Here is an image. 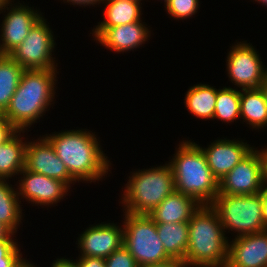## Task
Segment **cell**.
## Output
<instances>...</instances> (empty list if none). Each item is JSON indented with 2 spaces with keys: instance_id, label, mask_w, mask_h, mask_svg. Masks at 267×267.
<instances>
[{
  "instance_id": "5b68a950",
  "label": "cell",
  "mask_w": 267,
  "mask_h": 267,
  "mask_svg": "<svg viewBox=\"0 0 267 267\" xmlns=\"http://www.w3.org/2000/svg\"><path fill=\"white\" fill-rule=\"evenodd\" d=\"M128 178L121 203L125 212L133 215H149L175 191L173 170L169 163L133 171Z\"/></svg>"
},
{
  "instance_id": "ffe728a7",
  "label": "cell",
  "mask_w": 267,
  "mask_h": 267,
  "mask_svg": "<svg viewBox=\"0 0 267 267\" xmlns=\"http://www.w3.org/2000/svg\"><path fill=\"white\" fill-rule=\"evenodd\" d=\"M156 230L166 254L184 262L189 241L188 222L156 223Z\"/></svg>"
},
{
  "instance_id": "b9f144b4",
  "label": "cell",
  "mask_w": 267,
  "mask_h": 267,
  "mask_svg": "<svg viewBox=\"0 0 267 267\" xmlns=\"http://www.w3.org/2000/svg\"><path fill=\"white\" fill-rule=\"evenodd\" d=\"M103 1H114V0H103ZM133 1H141V0H133Z\"/></svg>"
},
{
  "instance_id": "f1b7e54d",
  "label": "cell",
  "mask_w": 267,
  "mask_h": 267,
  "mask_svg": "<svg viewBox=\"0 0 267 267\" xmlns=\"http://www.w3.org/2000/svg\"><path fill=\"white\" fill-rule=\"evenodd\" d=\"M16 239L0 240V260H26L22 257Z\"/></svg>"
},
{
  "instance_id": "603a6c76",
  "label": "cell",
  "mask_w": 267,
  "mask_h": 267,
  "mask_svg": "<svg viewBox=\"0 0 267 267\" xmlns=\"http://www.w3.org/2000/svg\"><path fill=\"white\" fill-rule=\"evenodd\" d=\"M185 95V106L193 116L202 120H213L217 98L216 88L200 83L191 86Z\"/></svg>"
},
{
  "instance_id": "4dcf8cb0",
  "label": "cell",
  "mask_w": 267,
  "mask_h": 267,
  "mask_svg": "<svg viewBox=\"0 0 267 267\" xmlns=\"http://www.w3.org/2000/svg\"><path fill=\"white\" fill-rule=\"evenodd\" d=\"M78 267H106L105 259L100 257H79Z\"/></svg>"
},
{
  "instance_id": "60d3db41",
  "label": "cell",
  "mask_w": 267,
  "mask_h": 267,
  "mask_svg": "<svg viewBox=\"0 0 267 267\" xmlns=\"http://www.w3.org/2000/svg\"><path fill=\"white\" fill-rule=\"evenodd\" d=\"M257 1L259 4L262 3V5H265L267 7V0H254Z\"/></svg>"
},
{
  "instance_id": "9c48e42d",
  "label": "cell",
  "mask_w": 267,
  "mask_h": 267,
  "mask_svg": "<svg viewBox=\"0 0 267 267\" xmlns=\"http://www.w3.org/2000/svg\"><path fill=\"white\" fill-rule=\"evenodd\" d=\"M46 22L42 17L23 42L9 54L24 70L57 69L55 57H52L55 38Z\"/></svg>"
},
{
  "instance_id": "277c9868",
  "label": "cell",
  "mask_w": 267,
  "mask_h": 267,
  "mask_svg": "<svg viewBox=\"0 0 267 267\" xmlns=\"http://www.w3.org/2000/svg\"><path fill=\"white\" fill-rule=\"evenodd\" d=\"M182 141L168 162L173 170L175 191L192 197L200 205L211 204L218 195V180L212 175L199 144Z\"/></svg>"
},
{
  "instance_id": "3957f363",
  "label": "cell",
  "mask_w": 267,
  "mask_h": 267,
  "mask_svg": "<svg viewBox=\"0 0 267 267\" xmlns=\"http://www.w3.org/2000/svg\"><path fill=\"white\" fill-rule=\"evenodd\" d=\"M189 241L185 254L186 267H226L228 243L215 209L200 205L189 222Z\"/></svg>"
},
{
  "instance_id": "83f0119b",
  "label": "cell",
  "mask_w": 267,
  "mask_h": 267,
  "mask_svg": "<svg viewBox=\"0 0 267 267\" xmlns=\"http://www.w3.org/2000/svg\"><path fill=\"white\" fill-rule=\"evenodd\" d=\"M105 265L106 267H139L133 256L123 245L105 258Z\"/></svg>"
},
{
  "instance_id": "7a4b0ae2",
  "label": "cell",
  "mask_w": 267,
  "mask_h": 267,
  "mask_svg": "<svg viewBox=\"0 0 267 267\" xmlns=\"http://www.w3.org/2000/svg\"><path fill=\"white\" fill-rule=\"evenodd\" d=\"M57 69L24 70L11 98V102L2 114L18 131L37 123L49 105L54 101ZM55 85V86H54Z\"/></svg>"
},
{
  "instance_id": "74e56055",
  "label": "cell",
  "mask_w": 267,
  "mask_h": 267,
  "mask_svg": "<svg viewBox=\"0 0 267 267\" xmlns=\"http://www.w3.org/2000/svg\"><path fill=\"white\" fill-rule=\"evenodd\" d=\"M14 3V0H0V9L4 8L6 5Z\"/></svg>"
},
{
  "instance_id": "f546056e",
  "label": "cell",
  "mask_w": 267,
  "mask_h": 267,
  "mask_svg": "<svg viewBox=\"0 0 267 267\" xmlns=\"http://www.w3.org/2000/svg\"><path fill=\"white\" fill-rule=\"evenodd\" d=\"M18 130L0 114V145L12 137Z\"/></svg>"
},
{
  "instance_id": "8d00e7d4",
  "label": "cell",
  "mask_w": 267,
  "mask_h": 267,
  "mask_svg": "<svg viewBox=\"0 0 267 267\" xmlns=\"http://www.w3.org/2000/svg\"><path fill=\"white\" fill-rule=\"evenodd\" d=\"M25 260H0V267H19Z\"/></svg>"
},
{
  "instance_id": "9a60e30c",
  "label": "cell",
  "mask_w": 267,
  "mask_h": 267,
  "mask_svg": "<svg viewBox=\"0 0 267 267\" xmlns=\"http://www.w3.org/2000/svg\"><path fill=\"white\" fill-rule=\"evenodd\" d=\"M244 140L218 139L207 147H201L212 175L219 181L228 174L255 146Z\"/></svg>"
},
{
  "instance_id": "30bf717a",
  "label": "cell",
  "mask_w": 267,
  "mask_h": 267,
  "mask_svg": "<svg viewBox=\"0 0 267 267\" xmlns=\"http://www.w3.org/2000/svg\"><path fill=\"white\" fill-rule=\"evenodd\" d=\"M258 51L247 41L234 44L226 59L227 76L239 89L261 88L267 78V67Z\"/></svg>"
},
{
  "instance_id": "e575fe53",
  "label": "cell",
  "mask_w": 267,
  "mask_h": 267,
  "mask_svg": "<svg viewBox=\"0 0 267 267\" xmlns=\"http://www.w3.org/2000/svg\"><path fill=\"white\" fill-rule=\"evenodd\" d=\"M103 0H63V2H68L69 4H73V5H79L82 7V5L85 6H95L97 3L101 5Z\"/></svg>"
},
{
  "instance_id": "ac0fdd59",
  "label": "cell",
  "mask_w": 267,
  "mask_h": 267,
  "mask_svg": "<svg viewBox=\"0 0 267 267\" xmlns=\"http://www.w3.org/2000/svg\"><path fill=\"white\" fill-rule=\"evenodd\" d=\"M200 206L192 197L174 191L168 195L149 217L155 223L189 222L193 212Z\"/></svg>"
},
{
  "instance_id": "7bdbcfd3",
  "label": "cell",
  "mask_w": 267,
  "mask_h": 267,
  "mask_svg": "<svg viewBox=\"0 0 267 267\" xmlns=\"http://www.w3.org/2000/svg\"><path fill=\"white\" fill-rule=\"evenodd\" d=\"M266 180H267V161H266Z\"/></svg>"
},
{
  "instance_id": "44dd1931",
  "label": "cell",
  "mask_w": 267,
  "mask_h": 267,
  "mask_svg": "<svg viewBox=\"0 0 267 267\" xmlns=\"http://www.w3.org/2000/svg\"><path fill=\"white\" fill-rule=\"evenodd\" d=\"M240 118L252 129L266 128L267 104L262 88L240 90Z\"/></svg>"
},
{
  "instance_id": "d590c367",
  "label": "cell",
  "mask_w": 267,
  "mask_h": 267,
  "mask_svg": "<svg viewBox=\"0 0 267 267\" xmlns=\"http://www.w3.org/2000/svg\"><path fill=\"white\" fill-rule=\"evenodd\" d=\"M15 234L12 233L7 227L0 223V240L1 239H13Z\"/></svg>"
},
{
  "instance_id": "7c38bea8",
  "label": "cell",
  "mask_w": 267,
  "mask_h": 267,
  "mask_svg": "<svg viewBox=\"0 0 267 267\" xmlns=\"http://www.w3.org/2000/svg\"><path fill=\"white\" fill-rule=\"evenodd\" d=\"M25 169L64 182L69 188L77 181L70 175L65 163L57 156L50 141L40 136L37 141H27Z\"/></svg>"
},
{
  "instance_id": "8fae6325",
  "label": "cell",
  "mask_w": 267,
  "mask_h": 267,
  "mask_svg": "<svg viewBox=\"0 0 267 267\" xmlns=\"http://www.w3.org/2000/svg\"><path fill=\"white\" fill-rule=\"evenodd\" d=\"M12 5L9 4L0 9L1 14L3 11L6 12L7 8V15H4L5 17L0 29V55H9L16 49L27 37L33 26L44 17L41 12L39 13L33 7L19 2L17 5Z\"/></svg>"
},
{
  "instance_id": "1f68e13d",
  "label": "cell",
  "mask_w": 267,
  "mask_h": 267,
  "mask_svg": "<svg viewBox=\"0 0 267 267\" xmlns=\"http://www.w3.org/2000/svg\"><path fill=\"white\" fill-rule=\"evenodd\" d=\"M143 267H186L184 262L177 259H168L163 262L146 265Z\"/></svg>"
},
{
  "instance_id": "6da1fadb",
  "label": "cell",
  "mask_w": 267,
  "mask_h": 267,
  "mask_svg": "<svg viewBox=\"0 0 267 267\" xmlns=\"http://www.w3.org/2000/svg\"><path fill=\"white\" fill-rule=\"evenodd\" d=\"M53 133L45 137L77 182H96L108 174L111 162L101 150L100 141L94 133L86 129Z\"/></svg>"
},
{
  "instance_id": "cb8c5ba5",
  "label": "cell",
  "mask_w": 267,
  "mask_h": 267,
  "mask_svg": "<svg viewBox=\"0 0 267 267\" xmlns=\"http://www.w3.org/2000/svg\"><path fill=\"white\" fill-rule=\"evenodd\" d=\"M7 180L9 181L0 179V223L16 234L19 224L22 223L21 201L17 194L18 190Z\"/></svg>"
},
{
  "instance_id": "d6a6232c",
  "label": "cell",
  "mask_w": 267,
  "mask_h": 267,
  "mask_svg": "<svg viewBox=\"0 0 267 267\" xmlns=\"http://www.w3.org/2000/svg\"><path fill=\"white\" fill-rule=\"evenodd\" d=\"M261 198H262V216L265 226L267 227V180L264 182V186L262 188Z\"/></svg>"
},
{
  "instance_id": "f35d334b",
  "label": "cell",
  "mask_w": 267,
  "mask_h": 267,
  "mask_svg": "<svg viewBox=\"0 0 267 267\" xmlns=\"http://www.w3.org/2000/svg\"><path fill=\"white\" fill-rule=\"evenodd\" d=\"M261 88L263 89L264 96H265V99H266V104H267V78H266V81L264 82V84L262 85Z\"/></svg>"
},
{
  "instance_id": "ab89813d",
  "label": "cell",
  "mask_w": 267,
  "mask_h": 267,
  "mask_svg": "<svg viewBox=\"0 0 267 267\" xmlns=\"http://www.w3.org/2000/svg\"><path fill=\"white\" fill-rule=\"evenodd\" d=\"M28 260H25L19 267H37L34 265V263L32 264L31 262L29 263Z\"/></svg>"
},
{
  "instance_id": "8992f818",
  "label": "cell",
  "mask_w": 267,
  "mask_h": 267,
  "mask_svg": "<svg viewBox=\"0 0 267 267\" xmlns=\"http://www.w3.org/2000/svg\"><path fill=\"white\" fill-rule=\"evenodd\" d=\"M216 211L226 233L235 237L254 234L267 229L262 216L261 193L251 195L218 194L210 204Z\"/></svg>"
},
{
  "instance_id": "4fadbf2b",
  "label": "cell",
  "mask_w": 267,
  "mask_h": 267,
  "mask_svg": "<svg viewBox=\"0 0 267 267\" xmlns=\"http://www.w3.org/2000/svg\"><path fill=\"white\" fill-rule=\"evenodd\" d=\"M21 179L17 186L18 196L37 206H46L58 203L64 196H67L69 188L61 180L47 177L43 174L31 172L25 168L19 173ZM23 178V179H22Z\"/></svg>"
},
{
  "instance_id": "d4e9b609",
  "label": "cell",
  "mask_w": 267,
  "mask_h": 267,
  "mask_svg": "<svg viewBox=\"0 0 267 267\" xmlns=\"http://www.w3.org/2000/svg\"><path fill=\"white\" fill-rule=\"evenodd\" d=\"M23 71L9 55H0V114L8 108Z\"/></svg>"
},
{
  "instance_id": "e0dca14e",
  "label": "cell",
  "mask_w": 267,
  "mask_h": 267,
  "mask_svg": "<svg viewBox=\"0 0 267 267\" xmlns=\"http://www.w3.org/2000/svg\"><path fill=\"white\" fill-rule=\"evenodd\" d=\"M143 23L138 21L112 28H94L92 36H94V41H98L112 52L133 51L140 48V45L145 44L151 36V31Z\"/></svg>"
},
{
  "instance_id": "5bb4252c",
  "label": "cell",
  "mask_w": 267,
  "mask_h": 267,
  "mask_svg": "<svg viewBox=\"0 0 267 267\" xmlns=\"http://www.w3.org/2000/svg\"><path fill=\"white\" fill-rule=\"evenodd\" d=\"M124 226L117 223H98L89 226L78 238L80 257L107 258L123 245Z\"/></svg>"
},
{
  "instance_id": "7402d4cb",
  "label": "cell",
  "mask_w": 267,
  "mask_h": 267,
  "mask_svg": "<svg viewBox=\"0 0 267 267\" xmlns=\"http://www.w3.org/2000/svg\"><path fill=\"white\" fill-rule=\"evenodd\" d=\"M106 3V4H104ZM105 5L103 9V21L98 22L96 28H112L141 21L142 4L133 0L102 1Z\"/></svg>"
},
{
  "instance_id": "484cf974",
  "label": "cell",
  "mask_w": 267,
  "mask_h": 267,
  "mask_svg": "<svg viewBox=\"0 0 267 267\" xmlns=\"http://www.w3.org/2000/svg\"><path fill=\"white\" fill-rule=\"evenodd\" d=\"M238 118H240V90L223 86L222 89L217 90L213 119L229 124Z\"/></svg>"
},
{
  "instance_id": "4316f807",
  "label": "cell",
  "mask_w": 267,
  "mask_h": 267,
  "mask_svg": "<svg viewBox=\"0 0 267 267\" xmlns=\"http://www.w3.org/2000/svg\"><path fill=\"white\" fill-rule=\"evenodd\" d=\"M199 3V0H167L164 4L171 17L182 20L195 15L200 7Z\"/></svg>"
},
{
  "instance_id": "836d02e7",
  "label": "cell",
  "mask_w": 267,
  "mask_h": 267,
  "mask_svg": "<svg viewBox=\"0 0 267 267\" xmlns=\"http://www.w3.org/2000/svg\"><path fill=\"white\" fill-rule=\"evenodd\" d=\"M51 267H78L77 266V260L73 261L71 259H66V258H58L56 259L53 263Z\"/></svg>"
},
{
  "instance_id": "d6986e66",
  "label": "cell",
  "mask_w": 267,
  "mask_h": 267,
  "mask_svg": "<svg viewBox=\"0 0 267 267\" xmlns=\"http://www.w3.org/2000/svg\"><path fill=\"white\" fill-rule=\"evenodd\" d=\"M17 131L6 142L0 145V179H9L25 168V149L27 142H23L21 133ZM20 135V136H19ZM21 137V138H20Z\"/></svg>"
},
{
  "instance_id": "2e32d148",
  "label": "cell",
  "mask_w": 267,
  "mask_h": 267,
  "mask_svg": "<svg viewBox=\"0 0 267 267\" xmlns=\"http://www.w3.org/2000/svg\"><path fill=\"white\" fill-rule=\"evenodd\" d=\"M226 267H267V229L230 241Z\"/></svg>"
},
{
  "instance_id": "ba28073f",
  "label": "cell",
  "mask_w": 267,
  "mask_h": 267,
  "mask_svg": "<svg viewBox=\"0 0 267 267\" xmlns=\"http://www.w3.org/2000/svg\"><path fill=\"white\" fill-rule=\"evenodd\" d=\"M260 150L254 148L218 181V194L243 196L262 191L266 180L267 147Z\"/></svg>"
},
{
  "instance_id": "52a82bcc",
  "label": "cell",
  "mask_w": 267,
  "mask_h": 267,
  "mask_svg": "<svg viewBox=\"0 0 267 267\" xmlns=\"http://www.w3.org/2000/svg\"><path fill=\"white\" fill-rule=\"evenodd\" d=\"M124 213L123 246L139 267L171 259L159 239L156 223L148 215Z\"/></svg>"
}]
</instances>
